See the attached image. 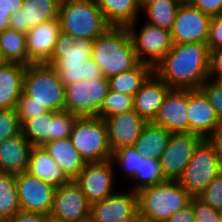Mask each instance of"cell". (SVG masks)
Returning <instances> with one entry per match:
<instances>
[{
  "label": "cell",
  "instance_id": "obj_1",
  "mask_svg": "<svg viewBox=\"0 0 222 222\" xmlns=\"http://www.w3.org/2000/svg\"><path fill=\"white\" fill-rule=\"evenodd\" d=\"M170 88L200 89L209 79V48L206 43L173 44L154 68Z\"/></svg>",
  "mask_w": 222,
  "mask_h": 222
},
{
  "label": "cell",
  "instance_id": "obj_2",
  "mask_svg": "<svg viewBox=\"0 0 222 222\" xmlns=\"http://www.w3.org/2000/svg\"><path fill=\"white\" fill-rule=\"evenodd\" d=\"M93 46L92 39H75L61 31L47 65L53 67L64 86L104 77L101 68L91 59Z\"/></svg>",
  "mask_w": 222,
  "mask_h": 222
},
{
  "label": "cell",
  "instance_id": "obj_3",
  "mask_svg": "<svg viewBox=\"0 0 222 222\" xmlns=\"http://www.w3.org/2000/svg\"><path fill=\"white\" fill-rule=\"evenodd\" d=\"M91 59L107 78L130 70L139 63L127 27L112 26L95 39Z\"/></svg>",
  "mask_w": 222,
  "mask_h": 222
},
{
  "label": "cell",
  "instance_id": "obj_4",
  "mask_svg": "<svg viewBox=\"0 0 222 222\" xmlns=\"http://www.w3.org/2000/svg\"><path fill=\"white\" fill-rule=\"evenodd\" d=\"M137 195L138 213L153 222H165L189 205L192 198L178 181L173 180L141 189Z\"/></svg>",
  "mask_w": 222,
  "mask_h": 222
},
{
  "label": "cell",
  "instance_id": "obj_5",
  "mask_svg": "<svg viewBox=\"0 0 222 222\" xmlns=\"http://www.w3.org/2000/svg\"><path fill=\"white\" fill-rule=\"evenodd\" d=\"M61 31L76 38L95 40L112 27L95 0H61Z\"/></svg>",
  "mask_w": 222,
  "mask_h": 222
},
{
  "label": "cell",
  "instance_id": "obj_6",
  "mask_svg": "<svg viewBox=\"0 0 222 222\" xmlns=\"http://www.w3.org/2000/svg\"><path fill=\"white\" fill-rule=\"evenodd\" d=\"M23 92L48 111L65 110V86L51 65L26 66Z\"/></svg>",
  "mask_w": 222,
  "mask_h": 222
},
{
  "label": "cell",
  "instance_id": "obj_7",
  "mask_svg": "<svg viewBox=\"0 0 222 222\" xmlns=\"http://www.w3.org/2000/svg\"><path fill=\"white\" fill-rule=\"evenodd\" d=\"M86 163L110 160L112 150L105 120L99 117H78L69 136Z\"/></svg>",
  "mask_w": 222,
  "mask_h": 222
},
{
  "label": "cell",
  "instance_id": "obj_8",
  "mask_svg": "<svg viewBox=\"0 0 222 222\" xmlns=\"http://www.w3.org/2000/svg\"><path fill=\"white\" fill-rule=\"evenodd\" d=\"M221 172L222 167L214 147L207 139H203L196 147L178 182L192 196H199Z\"/></svg>",
  "mask_w": 222,
  "mask_h": 222
},
{
  "label": "cell",
  "instance_id": "obj_9",
  "mask_svg": "<svg viewBox=\"0 0 222 222\" xmlns=\"http://www.w3.org/2000/svg\"><path fill=\"white\" fill-rule=\"evenodd\" d=\"M77 118L67 110L47 111L27 119L21 133L32 146H43L48 141L68 138Z\"/></svg>",
  "mask_w": 222,
  "mask_h": 222
},
{
  "label": "cell",
  "instance_id": "obj_10",
  "mask_svg": "<svg viewBox=\"0 0 222 222\" xmlns=\"http://www.w3.org/2000/svg\"><path fill=\"white\" fill-rule=\"evenodd\" d=\"M109 89L107 77L69 84L65 86V110L78 117H98Z\"/></svg>",
  "mask_w": 222,
  "mask_h": 222
},
{
  "label": "cell",
  "instance_id": "obj_11",
  "mask_svg": "<svg viewBox=\"0 0 222 222\" xmlns=\"http://www.w3.org/2000/svg\"><path fill=\"white\" fill-rule=\"evenodd\" d=\"M137 23L136 20L127 26L137 59L155 68L173 46L171 31L147 22L143 23L140 30H137Z\"/></svg>",
  "mask_w": 222,
  "mask_h": 222
},
{
  "label": "cell",
  "instance_id": "obj_12",
  "mask_svg": "<svg viewBox=\"0 0 222 222\" xmlns=\"http://www.w3.org/2000/svg\"><path fill=\"white\" fill-rule=\"evenodd\" d=\"M203 138L190 132H172L159 159L165 180L178 181Z\"/></svg>",
  "mask_w": 222,
  "mask_h": 222
},
{
  "label": "cell",
  "instance_id": "obj_13",
  "mask_svg": "<svg viewBox=\"0 0 222 222\" xmlns=\"http://www.w3.org/2000/svg\"><path fill=\"white\" fill-rule=\"evenodd\" d=\"M114 163L112 160L86 163L74 179L90 204L115 193Z\"/></svg>",
  "mask_w": 222,
  "mask_h": 222
},
{
  "label": "cell",
  "instance_id": "obj_14",
  "mask_svg": "<svg viewBox=\"0 0 222 222\" xmlns=\"http://www.w3.org/2000/svg\"><path fill=\"white\" fill-rule=\"evenodd\" d=\"M15 179L20 209L49 216L56 188L28 172L15 174Z\"/></svg>",
  "mask_w": 222,
  "mask_h": 222
},
{
  "label": "cell",
  "instance_id": "obj_15",
  "mask_svg": "<svg viewBox=\"0 0 222 222\" xmlns=\"http://www.w3.org/2000/svg\"><path fill=\"white\" fill-rule=\"evenodd\" d=\"M210 20L191 4H180L171 29L173 44L207 43Z\"/></svg>",
  "mask_w": 222,
  "mask_h": 222
},
{
  "label": "cell",
  "instance_id": "obj_16",
  "mask_svg": "<svg viewBox=\"0 0 222 222\" xmlns=\"http://www.w3.org/2000/svg\"><path fill=\"white\" fill-rule=\"evenodd\" d=\"M91 204L74 180L57 187L50 218L62 222H80L90 215Z\"/></svg>",
  "mask_w": 222,
  "mask_h": 222
},
{
  "label": "cell",
  "instance_id": "obj_17",
  "mask_svg": "<svg viewBox=\"0 0 222 222\" xmlns=\"http://www.w3.org/2000/svg\"><path fill=\"white\" fill-rule=\"evenodd\" d=\"M188 132L207 139L221 124L215 109L201 89H188Z\"/></svg>",
  "mask_w": 222,
  "mask_h": 222
},
{
  "label": "cell",
  "instance_id": "obj_18",
  "mask_svg": "<svg viewBox=\"0 0 222 222\" xmlns=\"http://www.w3.org/2000/svg\"><path fill=\"white\" fill-rule=\"evenodd\" d=\"M137 214L138 195L130 189L128 192L117 191L90 207V216L98 222H116L134 218Z\"/></svg>",
  "mask_w": 222,
  "mask_h": 222
},
{
  "label": "cell",
  "instance_id": "obj_19",
  "mask_svg": "<svg viewBox=\"0 0 222 222\" xmlns=\"http://www.w3.org/2000/svg\"><path fill=\"white\" fill-rule=\"evenodd\" d=\"M60 32L58 18L38 24L26 33L29 64H47L50 61Z\"/></svg>",
  "mask_w": 222,
  "mask_h": 222
},
{
  "label": "cell",
  "instance_id": "obj_20",
  "mask_svg": "<svg viewBox=\"0 0 222 222\" xmlns=\"http://www.w3.org/2000/svg\"><path fill=\"white\" fill-rule=\"evenodd\" d=\"M188 89L170 88L152 123L169 132H188Z\"/></svg>",
  "mask_w": 222,
  "mask_h": 222
},
{
  "label": "cell",
  "instance_id": "obj_21",
  "mask_svg": "<svg viewBox=\"0 0 222 222\" xmlns=\"http://www.w3.org/2000/svg\"><path fill=\"white\" fill-rule=\"evenodd\" d=\"M61 0H24L23 6L10 16V28L27 33L32 27L58 19Z\"/></svg>",
  "mask_w": 222,
  "mask_h": 222
},
{
  "label": "cell",
  "instance_id": "obj_22",
  "mask_svg": "<svg viewBox=\"0 0 222 222\" xmlns=\"http://www.w3.org/2000/svg\"><path fill=\"white\" fill-rule=\"evenodd\" d=\"M105 123L112 152L126 146H133L141 134L146 121L134 110L107 117Z\"/></svg>",
  "mask_w": 222,
  "mask_h": 222
},
{
  "label": "cell",
  "instance_id": "obj_23",
  "mask_svg": "<svg viewBox=\"0 0 222 222\" xmlns=\"http://www.w3.org/2000/svg\"><path fill=\"white\" fill-rule=\"evenodd\" d=\"M170 87L153 73L134 95V111L146 122H152Z\"/></svg>",
  "mask_w": 222,
  "mask_h": 222
},
{
  "label": "cell",
  "instance_id": "obj_24",
  "mask_svg": "<svg viewBox=\"0 0 222 222\" xmlns=\"http://www.w3.org/2000/svg\"><path fill=\"white\" fill-rule=\"evenodd\" d=\"M32 145L22 133L0 143V172L18 174L26 172Z\"/></svg>",
  "mask_w": 222,
  "mask_h": 222
},
{
  "label": "cell",
  "instance_id": "obj_25",
  "mask_svg": "<svg viewBox=\"0 0 222 222\" xmlns=\"http://www.w3.org/2000/svg\"><path fill=\"white\" fill-rule=\"evenodd\" d=\"M26 172L55 188L70 181L43 146L32 147Z\"/></svg>",
  "mask_w": 222,
  "mask_h": 222
},
{
  "label": "cell",
  "instance_id": "obj_26",
  "mask_svg": "<svg viewBox=\"0 0 222 222\" xmlns=\"http://www.w3.org/2000/svg\"><path fill=\"white\" fill-rule=\"evenodd\" d=\"M26 66L7 63L0 67V110L15 109L23 93Z\"/></svg>",
  "mask_w": 222,
  "mask_h": 222
},
{
  "label": "cell",
  "instance_id": "obj_27",
  "mask_svg": "<svg viewBox=\"0 0 222 222\" xmlns=\"http://www.w3.org/2000/svg\"><path fill=\"white\" fill-rule=\"evenodd\" d=\"M43 147L70 180H74L86 165V161L75 149L69 137L48 141Z\"/></svg>",
  "mask_w": 222,
  "mask_h": 222
},
{
  "label": "cell",
  "instance_id": "obj_28",
  "mask_svg": "<svg viewBox=\"0 0 222 222\" xmlns=\"http://www.w3.org/2000/svg\"><path fill=\"white\" fill-rule=\"evenodd\" d=\"M106 21L114 27H127L139 20L141 2L139 0H95Z\"/></svg>",
  "mask_w": 222,
  "mask_h": 222
},
{
  "label": "cell",
  "instance_id": "obj_29",
  "mask_svg": "<svg viewBox=\"0 0 222 222\" xmlns=\"http://www.w3.org/2000/svg\"><path fill=\"white\" fill-rule=\"evenodd\" d=\"M170 135L171 132L162 126L147 122L133 146L144 157L159 160L167 146Z\"/></svg>",
  "mask_w": 222,
  "mask_h": 222
},
{
  "label": "cell",
  "instance_id": "obj_30",
  "mask_svg": "<svg viewBox=\"0 0 222 222\" xmlns=\"http://www.w3.org/2000/svg\"><path fill=\"white\" fill-rule=\"evenodd\" d=\"M153 73L154 68L151 65L139 62L130 70L110 76V90L134 97Z\"/></svg>",
  "mask_w": 222,
  "mask_h": 222
},
{
  "label": "cell",
  "instance_id": "obj_31",
  "mask_svg": "<svg viewBox=\"0 0 222 222\" xmlns=\"http://www.w3.org/2000/svg\"><path fill=\"white\" fill-rule=\"evenodd\" d=\"M179 5L178 0H144L141 13L148 24L171 31Z\"/></svg>",
  "mask_w": 222,
  "mask_h": 222
},
{
  "label": "cell",
  "instance_id": "obj_32",
  "mask_svg": "<svg viewBox=\"0 0 222 222\" xmlns=\"http://www.w3.org/2000/svg\"><path fill=\"white\" fill-rule=\"evenodd\" d=\"M0 50L8 63L30 65L25 33L11 28L0 32Z\"/></svg>",
  "mask_w": 222,
  "mask_h": 222
},
{
  "label": "cell",
  "instance_id": "obj_33",
  "mask_svg": "<svg viewBox=\"0 0 222 222\" xmlns=\"http://www.w3.org/2000/svg\"><path fill=\"white\" fill-rule=\"evenodd\" d=\"M20 210L15 174L0 172V217L6 220Z\"/></svg>",
  "mask_w": 222,
  "mask_h": 222
},
{
  "label": "cell",
  "instance_id": "obj_34",
  "mask_svg": "<svg viewBox=\"0 0 222 222\" xmlns=\"http://www.w3.org/2000/svg\"><path fill=\"white\" fill-rule=\"evenodd\" d=\"M131 181H133L131 183L135 184L132 188L130 186V190L136 193L141 189L165 181L159 160L152 157L146 158L142 155L139 165V174H137Z\"/></svg>",
  "mask_w": 222,
  "mask_h": 222
},
{
  "label": "cell",
  "instance_id": "obj_35",
  "mask_svg": "<svg viewBox=\"0 0 222 222\" xmlns=\"http://www.w3.org/2000/svg\"><path fill=\"white\" fill-rule=\"evenodd\" d=\"M134 110V97L128 94L118 93L113 90L108 91L103 103L98 111V117H107Z\"/></svg>",
  "mask_w": 222,
  "mask_h": 222
},
{
  "label": "cell",
  "instance_id": "obj_36",
  "mask_svg": "<svg viewBox=\"0 0 222 222\" xmlns=\"http://www.w3.org/2000/svg\"><path fill=\"white\" fill-rule=\"evenodd\" d=\"M142 155L136 150L134 146H126L117 149L112 153L111 160L114 165L116 163L123 171L122 177L132 180L137 174H139V165Z\"/></svg>",
  "mask_w": 222,
  "mask_h": 222
},
{
  "label": "cell",
  "instance_id": "obj_37",
  "mask_svg": "<svg viewBox=\"0 0 222 222\" xmlns=\"http://www.w3.org/2000/svg\"><path fill=\"white\" fill-rule=\"evenodd\" d=\"M21 122L15 109L0 110V143L21 133Z\"/></svg>",
  "mask_w": 222,
  "mask_h": 222
},
{
  "label": "cell",
  "instance_id": "obj_38",
  "mask_svg": "<svg viewBox=\"0 0 222 222\" xmlns=\"http://www.w3.org/2000/svg\"><path fill=\"white\" fill-rule=\"evenodd\" d=\"M15 110L21 125L27 119L36 117L37 115H42L48 111L43 105L31 101V97L27 96L24 92L20 95Z\"/></svg>",
  "mask_w": 222,
  "mask_h": 222
},
{
  "label": "cell",
  "instance_id": "obj_39",
  "mask_svg": "<svg viewBox=\"0 0 222 222\" xmlns=\"http://www.w3.org/2000/svg\"><path fill=\"white\" fill-rule=\"evenodd\" d=\"M216 210L222 209V172L198 196Z\"/></svg>",
  "mask_w": 222,
  "mask_h": 222
},
{
  "label": "cell",
  "instance_id": "obj_40",
  "mask_svg": "<svg viewBox=\"0 0 222 222\" xmlns=\"http://www.w3.org/2000/svg\"><path fill=\"white\" fill-rule=\"evenodd\" d=\"M222 122V81L208 79L200 88Z\"/></svg>",
  "mask_w": 222,
  "mask_h": 222
},
{
  "label": "cell",
  "instance_id": "obj_41",
  "mask_svg": "<svg viewBox=\"0 0 222 222\" xmlns=\"http://www.w3.org/2000/svg\"><path fill=\"white\" fill-rule=\"evenodd\" d=\"M190 203L194 210L195 222H218L219 210L212 208L198 196H192Z\"/></svg>",
  "mask_w": 222,
  "mask_h": 222
},
{
  "label": "cell",
  "instance_id": "obj_42",
  "mask_svg": "<svg viewBox=\"0 0 222 222\" xmlns=\"http://www.w3.org/2000/svg\"><path fill=\"white\" fill-rule=\"evenodd\" d=\"M24 0H0V32L10 28V16L23 6Z\"/></svg>",
  "mask_w": 222,
  "mask_h": 222
},
{
  "label": "cell",
  "instance_id": "obj_43",
  "mask_svg": "<svg viewBox=\"0 0 222 222\" xmlns=\"http://www.w3.org/2000/svg\"><path fill=\"white\" fill-rule=\"evenodd\" d=\"M209 50L222 48V16H212L207 43Z\"/></svg>",
  "mask_w": 222,
  "mask_h": 222
},
{
  "label": "cell",
  "instance_id": "obj_44",
  "mask_svg": "<svg viewBox=\"0 0 222 222\" xmlns=\"http://www.w3.org/2000/svg\"><path fill=\"white\" fill-rule=\"evenodd\" d=\"M209 79L222 81V48L209 50Z\"/></svg>",
  "mask_w": 222,
  "mask_h": 222
},
{
  "label": "cell",
  "instance_id": "obj_45",
  "mask_svg": "<svg viewBox=\"0 0 222 222\" xmlns=\"http://www.w3.org/2000/svg\"><path fill=\"white\" fill-rule=\"evenodd\" d=\"M191 5L212 16H222V0H193Z\"/></svg>",
  "mask_w": 222,
  "mask_h": 222
},
{
  "label": "cell",
  "instance_id": "obj_46",
  "mask_svg": "<svg viewBox=\"0 0 222 222\" xmlns=\"http://www.w3.org/2000/svg\"><path fill=\"white\" fill-rule=\"evenodd\" d=\"M49 216L37 213V212H26L20 210L17 214L4 220V222H46Z\"/></svg>",
  "mask_w": 222,
  "mask_h": 222
},
{
  "label": "cell",
  "instance_id": "obj_47",
  "mask_svg": "<svg viewBox=\"0 0 222 222\" xmlns=\"http://www.w3.org/2000/svg\"><path fill=\"white\" fill-rule=\"evenodd\" d=\"M165 222H195L192 204L190 203L185 208L177 211Z\"/></svg>",
  "mask_w": 222,
  "mask_h": 222
},
{
  "label": "cell",
  "instance_id": "obj_48",
  "mask_svg": "<svg viewBox=\"0 0 222 222\" xmlns=\"http://www.w3.org/2000/svg\"><path fill=\"white\" fill-rule=\"evenodd\" d=\"M207 140L214 147L216 156L222 167V124L207 138Z\"/></svg>",
  "mask_w": 222,
  "mask_h": 222
},
{
  "label": "cell",
  "instance_id": "obj_49",
  "mask_svg": "<svg viewBox=\"0 0 222 222\" xmlns=\"http://www.w3.org/2000/svg\"><path fill=\"white\" fill-rule=\"evenodd\" d=\"M132 222H153L150 221L148 218L140 215L139 213L134 217Z\"/></svg>",
  "mask_w": 222,
  "mask_h": 222
},
{
  "label": "cell",
  "instance_id": "obj_50",
  "mask_svg": "<svg viewBox=\"0 0 222 222\" xmlns=\"http://www.w3.org/2000/svg\"><path fill=\"white\" fill-rule=\"evenodd\" d=\"M8 62L4 59L3 53L0 50V67L4 66L5 64H7Z\"/></svg>",
  "mask_w": 222,
  "mask_h": 222
},
{
  "label": "cell",
  "instance_id": "obj_51",
  "mask_svg": "<svg viewBox=\"0 0 222 222\" xmlns=\"http://www.w3.org/2000/svg\"><path fill=\"white\" fill-rule=\"evenodd\" d=\"M80 222H98L96 221L93 217H91L90 215L86 218H84L82 221Z\"/></svg>",
  "mask_w": 222,
  "mask_h": 222
},
{
  "label": "cell",
  "instance_id": "obj_52",
  "mask_svg": "<svg viewBox=\"0 0 222 222\" xmlns=\"http://www.w3.org/2000/svg\"><path fill=\"white\" fill-rule=\"evenodd\" d=\"M180 4H191L193 0H178Z\"/></svg>",
  "mask_w": 222,
  "mask_h": 222
},
{
  "label": "cell",
  "instance_id": "obj_53",
  "mask_svg": "<svg viewBox=\"0 0 222 222\" xmlns=\"http://www.w3.org/2000/svg\"><path fill=\"white\" fill-rule=\"evenodd\" d=\"M134 218H125V219H121L119 221L116 222H132Z\"/></svg>",
  "mask_w": 222,
  "mask_h": 222
},
{
  "label": "cell",
  "instance_id": "obj_54",
  "mask_svg": "<svg viewBox=\"0 0 222 222\" xmlns=\"http://www.w3.org/2000/svg\"><path fill=\"white\" fill-rule=\"evenodd\" d=\"M46 222H62V221H58V220H56V219H53V218L48 217L47 220H46Z\"/></svg>",
  "mask_w": 222,
  "mask_h": 222
},
{
  "label": "cell",
  "instance_id": "obj_55",
  "mask_svg": "<svg viewBox=\"0 0 222 222\" xmlns=\"http://www.w3.org/2000/svg\"><path fill=\"white\" fill-rule=\"evenodd\" d=\"M218 222H222V209L219 210V219Z\"/></svg>",
  "mask_w": 222,
  "mask_h": 222
}]
</instances>
